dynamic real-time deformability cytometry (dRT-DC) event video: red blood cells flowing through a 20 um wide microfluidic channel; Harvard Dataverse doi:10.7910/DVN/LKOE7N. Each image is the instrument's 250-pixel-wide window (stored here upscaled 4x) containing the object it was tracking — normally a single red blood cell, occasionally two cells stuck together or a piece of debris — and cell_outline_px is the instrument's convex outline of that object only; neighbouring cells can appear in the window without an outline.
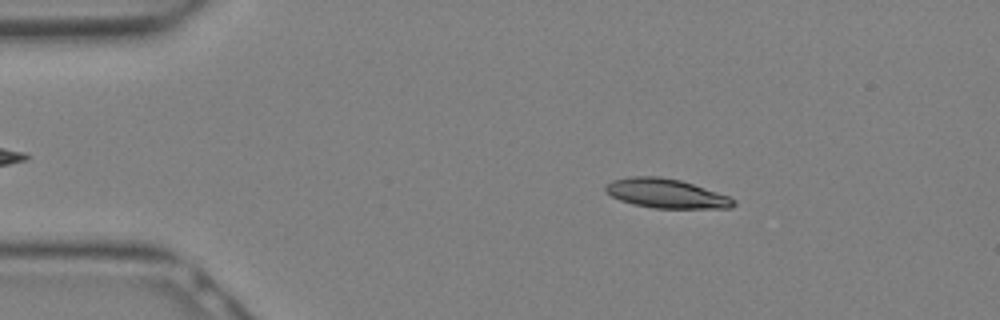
{"species": "Egyptian fruit bat (a non-hibernating species)", "species_latin": "Rousettus aegyptiacus", "temperature_condition": "warm", "stored_images_in_passage": 28, "camera_frame_rate_fps": 3000, "um_per_image_px": 0.085, "animal": {"sex": "female"}, "frame": {"image": 1, "passage_image": 4, "time_ms": 1.0, "image_size_px": [1000, 320], "cell_outline_px": [[736, 204], [728, 208], [652, 208], [620, 200], [612, 196], [604, 188], [604, 184], [612, 180], [628, 176], [660, 176], [680, 180], [728, 196], [736, 200]], "centroid_in_image_um": [56.59, 16.43], "position_along_channel_um": 28.4, "area_um2": 21.68}}
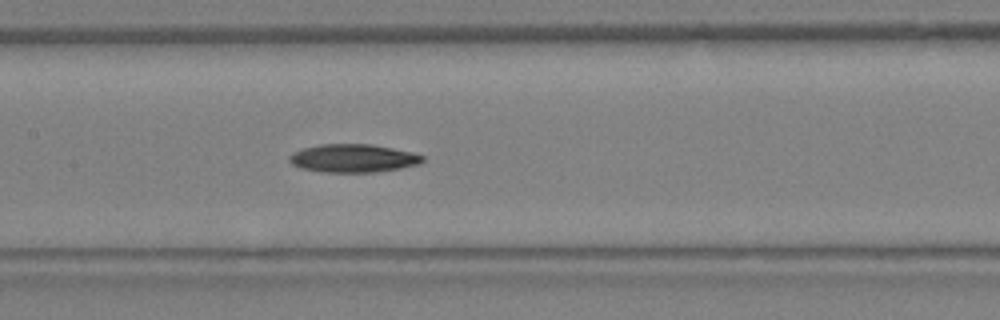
{"frame": {"image": 2, "passage_image": 13, "time_ms": 4.0, "image_size_px": [1000, 320], "cell_outline_px": [[424, 160], [420, 164], [400, 168], [376, 172], [324, 172], [300, 168], [292, 164], [288, 160], [288, 156], [292, 152], [304, 148], [320, 144], [372, 144], [412, 152], [424, 156]], "centroid_in_image_um": [30.01, 13.45], "position_along_channel_um": 177.4, "area_um2": 21.96}}
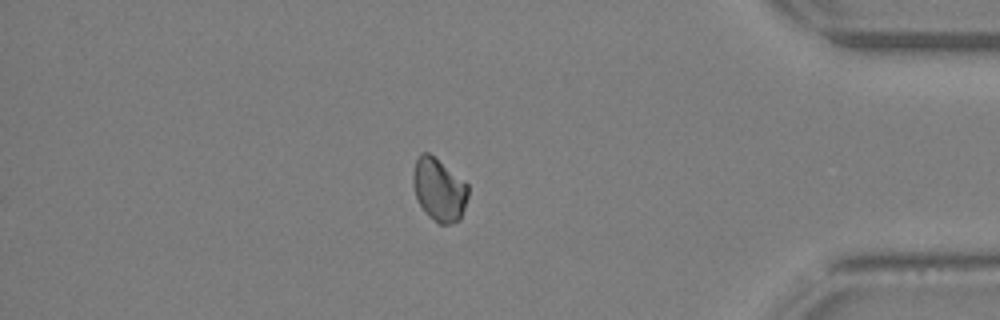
{"frame": {"image": 3, "passage_image": 24, "time_ms": 7.667, "image_size_px": [1000, 320], "cell_outline_px": [[468, 196], [460, 220], [452, 224], [440, 224], [428, 216], [424, 212], [416, 196], [412, 184], [412, 176], [416, 160], [420, 152], [428, 152], [464, 180], [468, 184]], "centroid_in_image_um": [37.31, 16.13], "position_along_channel_um": 397.9, "area_um2": 20.23}}